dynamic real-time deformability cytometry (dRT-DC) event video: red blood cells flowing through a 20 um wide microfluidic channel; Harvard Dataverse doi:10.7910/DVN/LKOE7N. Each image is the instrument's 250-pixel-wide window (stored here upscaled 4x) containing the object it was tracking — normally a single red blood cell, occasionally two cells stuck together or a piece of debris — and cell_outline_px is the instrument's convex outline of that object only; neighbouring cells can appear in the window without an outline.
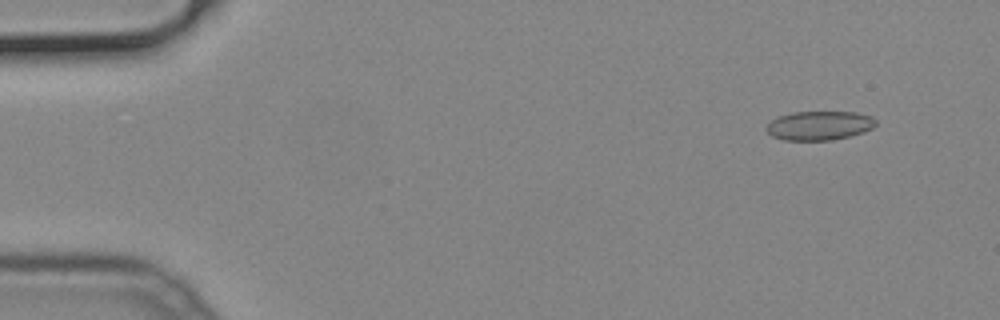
{"species": "common noctule bat (a hibernating species)", "species_latin": "Nyctalus noctula", "temperature_condition": "cold", "stored_images_in_passage": 52, "camera_frame_rate_fps": 3000, "um_per_image_px": 0.085, "animal": {"sex": "male", "body_mass_g": 19.2, "forearm_length_mm": 51.8}, "frame": {"image": 1, "passage_image": 5, "time_ms": 1.333, "image_size_px": [1000, 320], "cell_outline_px": [[876, 124], [872, 128], [864, 132], [832, 140], [784, 140], [772, 136], [764, 128], [772, 120], [780, 116], [792, 112], [856, 112], [872, 116], [876, 120]], "centroid_in_image_um": [69.65, 10.67], "position_along_channel_um": 15.3, "area_um2": 18.5}}
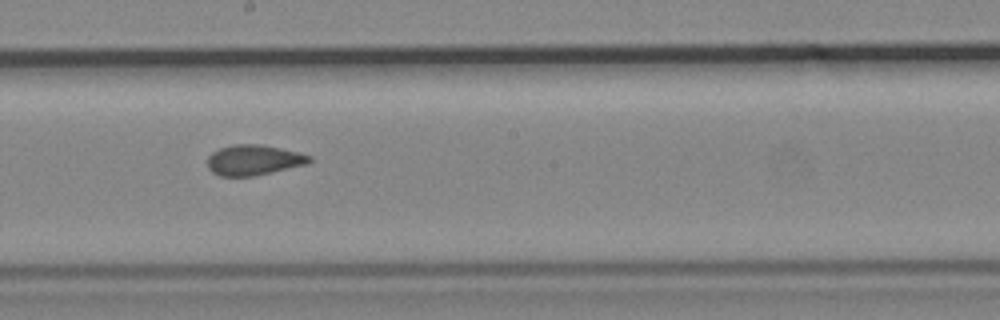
{"frame": {"image": 2, "passage_image": 29, "time_ms": 9.333, "image_size_px": [1000, 320], "cell_outline_px": [[312, 160], [308, 164], [256, 176], [220, 176], [212, 172], [208, 168], [208, 156], [212, 152], [220, 148], [232, 144], [264, 144], [300, 152], [312, 156]], "centroid_in_image_um": [21.6, 13.6], "position_along_channel_um": 226.6, "area_um2": 18.38}}
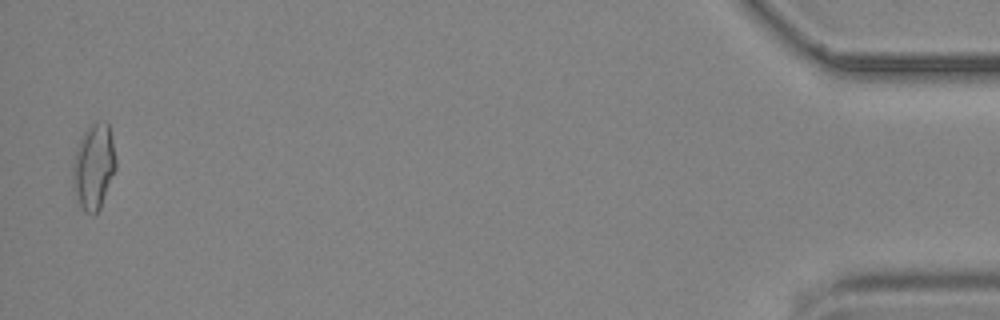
{"frame": {"image": 3, "passage_image": 51, "time_ms": 16.667, "image_size_px": [1000, 320], "cell_outline_px": [[116, 168], [100, 208], [96, 212], [84, 212], [80, 204], [72, 184], [72, 164], [80, 140], [84, 132], [96, 120], [108, 120], [116, 160]], "centroid_in_image_um": [7.98, 14.11], "position_along_channel_um": 427.2, "area_um2": 21.27}}